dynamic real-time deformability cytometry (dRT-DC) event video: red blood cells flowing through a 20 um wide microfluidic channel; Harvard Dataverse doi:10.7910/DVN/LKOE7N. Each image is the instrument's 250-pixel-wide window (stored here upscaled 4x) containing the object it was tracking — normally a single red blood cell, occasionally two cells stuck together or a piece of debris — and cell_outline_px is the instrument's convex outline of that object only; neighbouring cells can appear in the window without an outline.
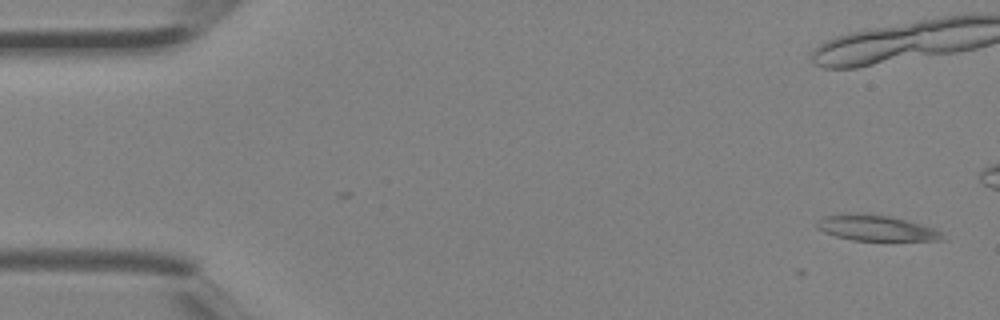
{"species": "Egyptian fruit bat (a non-hibernating species)", "species_latin": "Rousettus aegyptiacus", "temperature_condition": "room temperature", "stored_images_in_passage": 4, "camera_frame_rate_fps": 3000, "um_per_image_px": 0.085, "animal": {"sex": "female"}, "frame": {"image": 1, "passage_image": 1, "time_ms": 0.0, "image_size_px": [1000, 320], "cell_outline_px": [[948, 240], [852, 240], [836, 236], [824, 232], [816, 228], [816, 224], [824, 216], [888, 216], [920, 224], [944, 232]], "centroid_in_image_um": [74.58, 19.44], "position_along_channel_um": 10.4, "area_um2": 17.74}}